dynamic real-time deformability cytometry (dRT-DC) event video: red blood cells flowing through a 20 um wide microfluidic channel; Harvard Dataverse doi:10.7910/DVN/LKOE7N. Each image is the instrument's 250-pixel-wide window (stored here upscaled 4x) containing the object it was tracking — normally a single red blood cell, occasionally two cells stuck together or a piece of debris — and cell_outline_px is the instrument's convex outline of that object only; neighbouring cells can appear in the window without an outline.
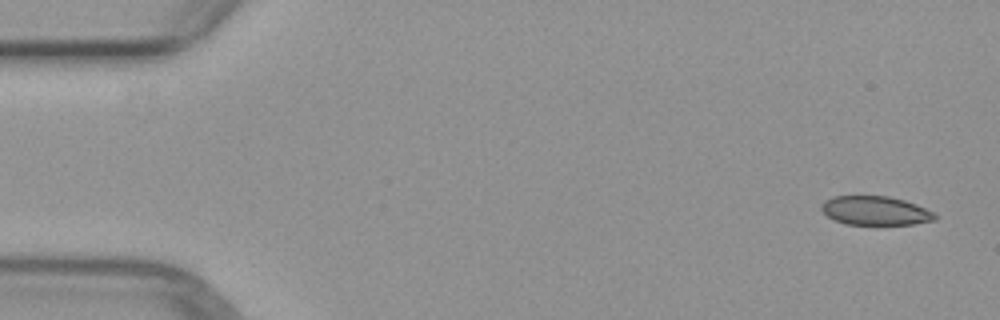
{"species": "common noctule bat (a hibernating species)", "species_latin": "Nyctalus noctula", "temperature_condition": "warm", "stored_images_in_passage": 6, "camera_frame_rate_fps": 3000, "um_per_image_px": 0.085, "animal": {"sex": "female", "body_mass_g": 29.2, "forearm_length_mm": 56.3}, "frame": {"image": 1, "passage_image": 1, "time_ms": 0.0, "image_size_px": [1000, 320], "cell_outline_px": [[936, 220], [912, 224], [844, 224], [828, 216], [820, 208], [820, 204], [824, 200], [832, 196], [888, 196], [904, 200], [916, 204], [932, 212], [936, 216]], "centroid_in_image_um": [74.37, 17.9], "position_along_channel_um": 10.6, "area_um2": 19.02}}
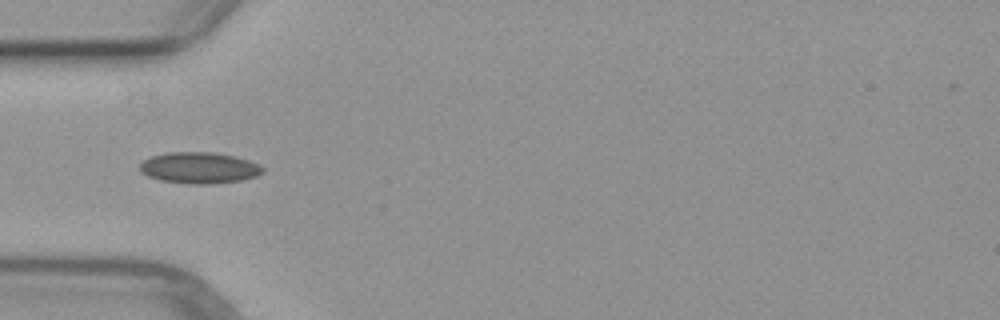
{"frame": {"image": 2, "passage_image": 5, "time_ms": 4.667, "image_size_px": [1000, 320], "cell_outline_px": [[264, 172], [256, 176], [240, 180], [208, 184], [192, 184], [160, 180], [148, 176], [140, 172], [140, 164], [144, 160], [152, 156], [168, 152], [212, 152], [236, 156], [260, 164], [264, 168]], "centroid_in_image_um": [16.95, 14.26], "position_along_channel_um": 68.1, "area_um2": 22.37}}
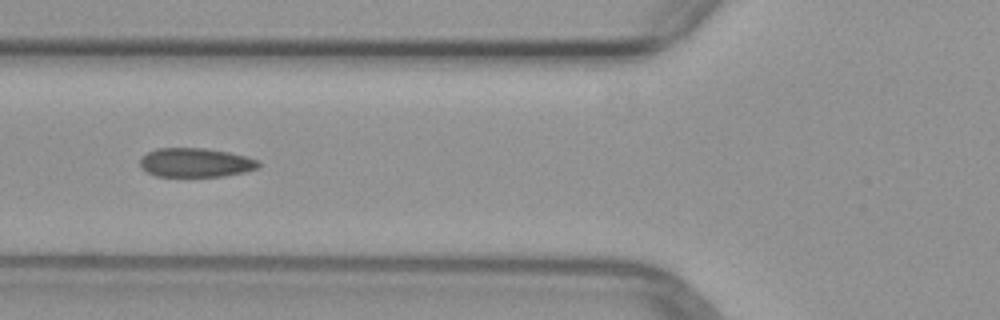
{"frame": {"image": 3, "passage_image": 6, "time_ms": 5.667, "image_size_px": [1000, 320], "cell_outline_px": [[260, 168], [244, 172], [224, 176], [156, 176], [140, 168], [140, 156], [156, 148], [204, 148], [228, 152], [260, 160]], "centroid_in_image_um": [16.62, 13.82], "position_along_channel_um": 109.2, "area_um2": 20.17}}